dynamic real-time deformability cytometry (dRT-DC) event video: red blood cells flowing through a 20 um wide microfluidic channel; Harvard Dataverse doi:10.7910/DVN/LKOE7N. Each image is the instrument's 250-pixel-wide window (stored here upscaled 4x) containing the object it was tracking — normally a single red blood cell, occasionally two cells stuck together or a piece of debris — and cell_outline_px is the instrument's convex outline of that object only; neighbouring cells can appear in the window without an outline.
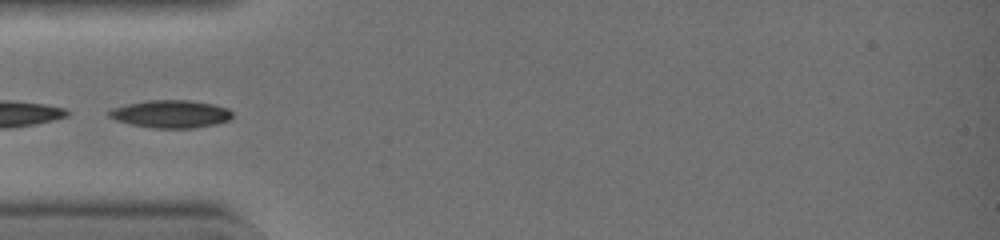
{"species": "common noctule bat (a hibernating species)", "species_latin": "Nyctalus noctula", "temperature_condition": "warm", "stored_images_in_passage": 26, "camera_frame_rate_fps": 3000, "um_per_image_px": 0.085, "animal": {"sex": "female", "body_mass_g": 19.0, "forearm_length_mm": 51.5}, "frame": {"image": 1, "passage_image": 1, "time_ms": 0.0, "image_size_px": [1000, 240], "cell_outline_px": [[232, 116], [228, 120], [216, 124], [196, 128], [152, 128], [132, 124], [116, 120], [108, 116], [108, 112], [112, 108], [128, 104], [152, 100], [188, 100], [212, 104], [228, 108], [232, 112]], "centroid_in_image_um": [14.53, 9.69], "position_along_channel_um": 70.5, "area_um2": 19.77}}
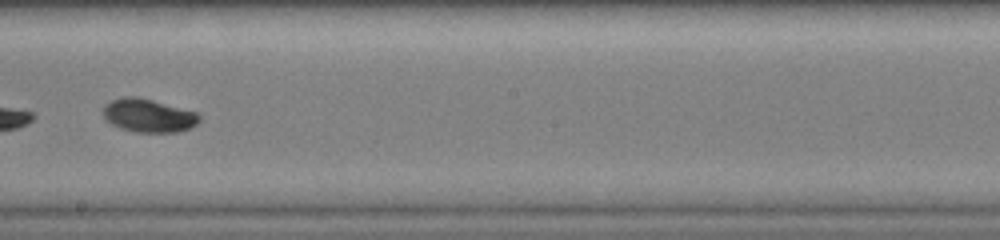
{"frame": {"image": 2, "passage_image": 12, "time_ms": 3.667, "image_size_px": [1000, 240], "cell_outline_px": [[200, 120], [192, 128], [180, 132], [136, 132], [120, 128], [112, 124], [104, 116], [104, 104], [112, 100], [124, 96], [136, 96], [152, 100], [196, 112], [200, 116]], "centroid_in_image_um": [12.64, 9.83], "position_along_channel_um": 235.6, "area_um2": 18.61}}